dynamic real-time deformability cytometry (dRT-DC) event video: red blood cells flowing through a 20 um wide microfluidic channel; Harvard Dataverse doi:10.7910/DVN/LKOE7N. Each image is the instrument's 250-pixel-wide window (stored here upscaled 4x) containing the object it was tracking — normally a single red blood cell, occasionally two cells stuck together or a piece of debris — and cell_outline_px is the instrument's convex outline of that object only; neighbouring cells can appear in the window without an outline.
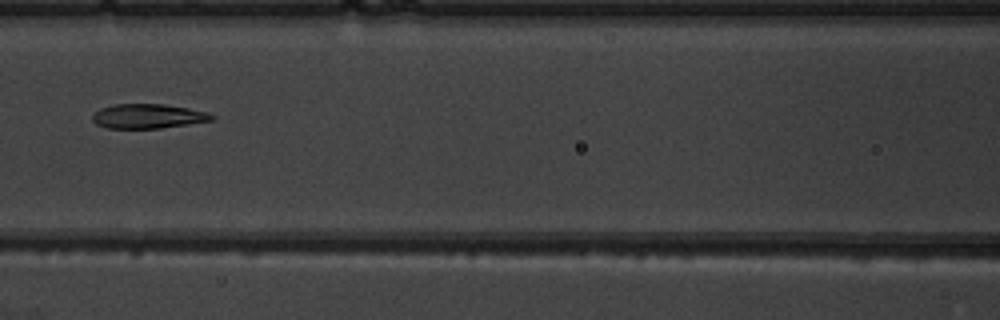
{"species": "common noctule bat (a hibernating species)", "species_latin": "Nyctalus noctula", "temperature_condition": "warm", "stored_images_in_passage": 7, "camera_frame_rate_fps": 3000, "um_per_image_px": 0.085, "animal": {"sex": "male", "body_mass_g": 19.5, "forearm_length_mm": 54.6}, "frame": {"image": 1, "passage_image": 7, "time_ms": 7.667, "image_size_px": [1000, 320], "cell_outline_px": [[216, 116], [212, 120], [188, 124], [160, 128], [108, 128], [96, 124], [92, 120], [92, 116], [100, 108], [112, 104], [164, 104], [188, 108], [208, 112]], "centroid_in_image_um": [12.58, 9.87], "position_along_channel_um": 154.0, "area_um2": 16.99}}